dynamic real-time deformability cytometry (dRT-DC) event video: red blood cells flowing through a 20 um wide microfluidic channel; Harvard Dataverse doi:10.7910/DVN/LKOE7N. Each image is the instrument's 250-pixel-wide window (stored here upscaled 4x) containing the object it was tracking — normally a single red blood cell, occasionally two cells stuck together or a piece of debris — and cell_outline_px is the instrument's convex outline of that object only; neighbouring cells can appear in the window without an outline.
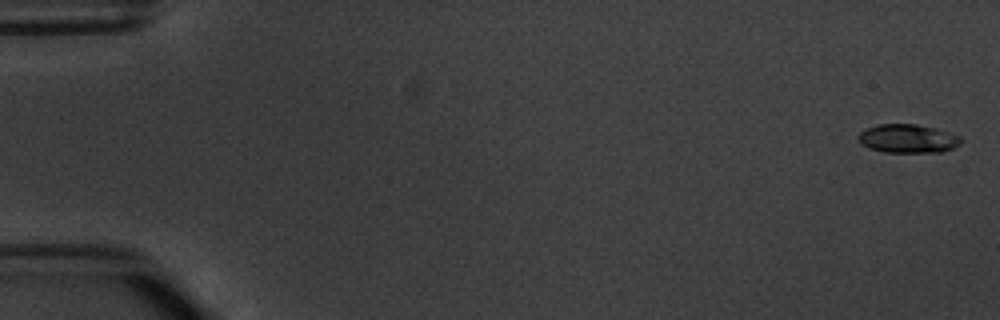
{"species": "common noctule bat (a hibernating species)", "species_latin": "Nyctalus noctula", "temperature_condition": "warm", "stored_images_in_passage": 5, "camera_frame_rate_fps": 3000, "um_per_image_px": 0.085, "animal": {"sex": "male", "body_mass_g": 20.1, "forearm_length_mm": 53.5}, "frame": {"image": 1, "passage_image": 1, "time_ms": 0.0, "image_size_px": [1000, 320], "cell_outline_px": [[964, 140], [960, 144], [944, 152], [884, 152], [868, 148], [860, 144], [856, 136], [860, 132], [876, 124], [916, 124], [936, 128], [960, 136]], "centroid_in_image_um": [77.16, 11.78], "position_along_channel_um": 7.8, "area_um2": 17.34}}
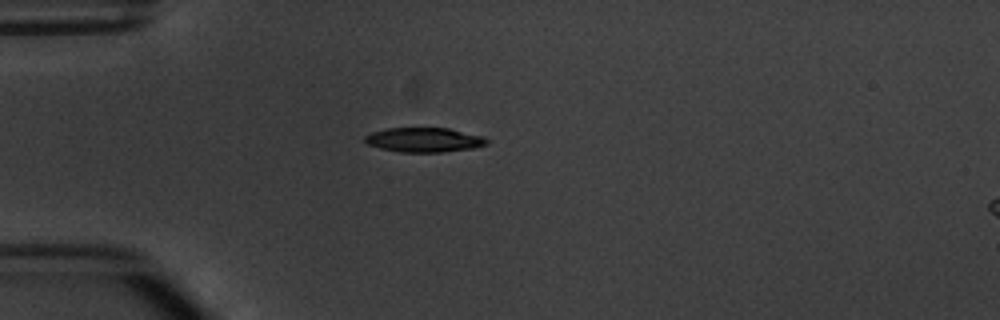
{"frame": {"image": 2, "passage_image": 5, "time_ms": 4.667, "image_size_px": [1000, 320], "cell_outline_px": [[488, 144], [472, 148], [444, 152], [400, 152], [380, 148], [368, 144], [364, 140], [364, 136], [372, 132], [388, 128], [448, 128], [484, 136], [488, 140]], "centroid_in_image_um": [36.06, 11.89], "position_along_channel_um": 48.9, "area_um2": 17.4}}